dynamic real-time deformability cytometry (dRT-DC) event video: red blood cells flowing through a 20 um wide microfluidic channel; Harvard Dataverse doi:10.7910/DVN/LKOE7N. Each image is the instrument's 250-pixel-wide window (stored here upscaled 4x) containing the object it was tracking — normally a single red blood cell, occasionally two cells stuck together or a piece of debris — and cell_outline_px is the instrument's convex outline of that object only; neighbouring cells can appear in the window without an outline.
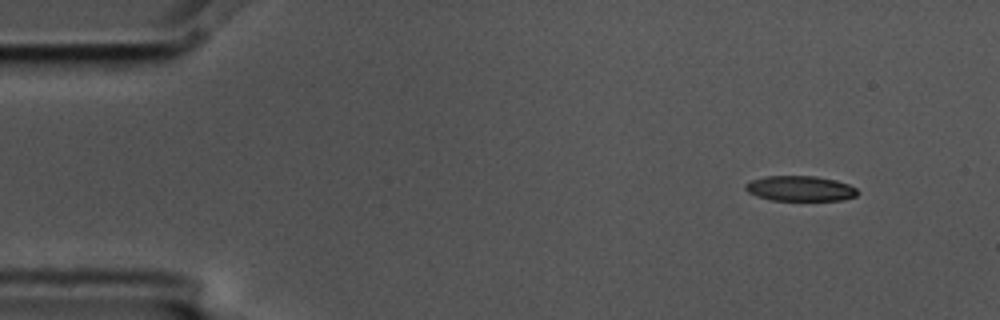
{"species": "common noctule bat (a hibernating species)", "species_latin": "Nyctalus noctula", "temperature_condition": "cold", "stored_images_in_passage": 4, "camera_frame_rate_fps": 3000, "um_per_image_px": 0.085, "animal": {"sex": "male", "body_mass_g": 17.5, "forearm_length_mm": 52.3}, "frame": {"image": 1, "passage_image": 1, "time_ms": 0.0, "image_size_px": [1000, 320], "cell_outline_px": [[860, 192], [856, 196], [844, 200], [772, 200], [756, 196], [748, 192], [744, 188], [744, 184], [752, 180], [768, 176], [816, 176], [836, 180], [848, 184], [856, 188]], "centroid_in_image_um": [68.03, 16.02], "position_along_channel_um": 17.0, "area_um2": 16.53}}
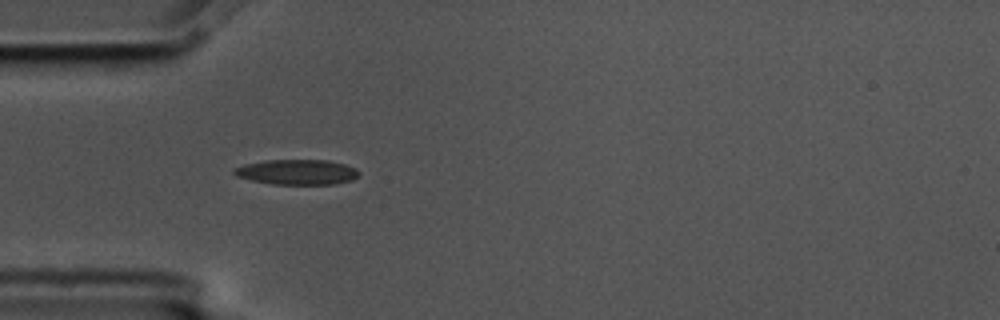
{"frame": {"image": 2, "passage_image": 3, "time_ms": 0.667, "image_size_px": [1000, 320], "cell_outline_px": [[360, 172], [352, 180], [336, 184], [272, 184], [252, 180], [236, 176], [232, 172], [232, 168], [244, 164], [264, 160], [328, 160], [344, 164], [356, 168]], "centroid_in_image_um": [25.22, 14.62], "position_along_channel_um": 59.8, "area_um2": 18.38}}